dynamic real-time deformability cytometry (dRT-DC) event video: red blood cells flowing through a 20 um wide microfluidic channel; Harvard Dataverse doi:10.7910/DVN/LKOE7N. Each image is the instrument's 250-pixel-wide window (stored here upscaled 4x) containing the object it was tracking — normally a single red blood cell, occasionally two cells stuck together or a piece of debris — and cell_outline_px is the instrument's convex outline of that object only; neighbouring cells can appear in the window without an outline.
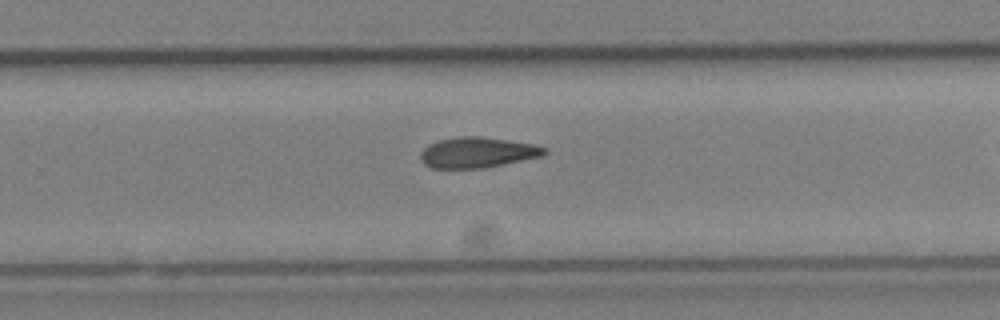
{"species": "Egyptian fruit bat (a non-hibernating species)", "species_latin": "Rousettus aegyptiacus", "temperature_condition": "cold", "stored_images_in_passage": 20, "camera_frame_rate_fps": 3000, "um_per_image_px": 0.085, "animal": {"sex": "female"}, "frame": {"image": 1, "passage_image": 15, "time_ms": 4.667, "image_size_px": [1000, 320], "cell_outline_px": [[548, 152], [544, 156], [484, 168], [432, 168], [424, 164], [420, 160], [420, 152], [428, 144], [440, 140], [460, 136], [480, 136], [532, 144], [544, 148]], "centroid_in_image_um": [40.56, 12.97], "position_along_channel_um": 289.2, "area_um2": 22.02}}